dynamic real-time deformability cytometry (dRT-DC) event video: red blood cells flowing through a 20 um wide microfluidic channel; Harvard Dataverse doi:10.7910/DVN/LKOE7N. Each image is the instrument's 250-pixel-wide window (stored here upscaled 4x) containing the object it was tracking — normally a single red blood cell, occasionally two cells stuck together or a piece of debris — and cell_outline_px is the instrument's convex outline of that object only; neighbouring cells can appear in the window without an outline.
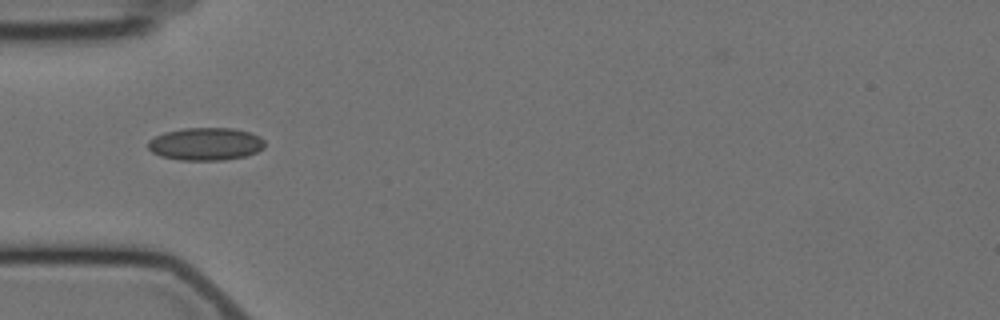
{"species": "Egyptian fruit bat (a non-hibernating species)", "species_latin": "Rousettus aegyptiacus", "temperature_condition": "cold", "stored_images_in_passage": 12, "camera_frame_rate_fps": 3000, "um_per_image_px": 0.085, "animal": {"sex": "female"}, "frame": {"image": 1, "passage_image": 2, "time_ms": 2.0, "image_size_px": [1000, 320], "cell_outline_px": [[264, 148], [248, 156], [224, 160], [180, 160], [160, 156], [152, 152], [148, 148], [148, 140], [164, 132], [184, 128], [232, 128], [252, 132], [260, 136], [264, 140]], "centroid_in_image_um": [17.5, 12.24], "position_along_channel_um": 67.5, "area_um2": 22.48}}
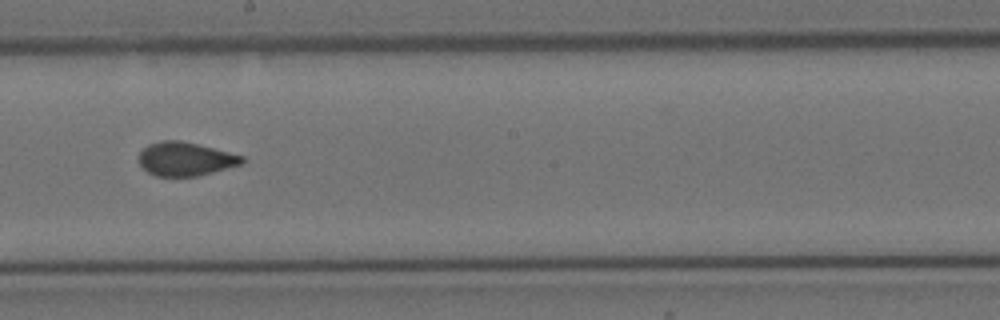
{"frame": {"image": 2, "passage_image": 6, "time_ms": 6.667, "image_size_px": [1000, 320], "cell_outline_px": [[248, 160], [244, 164], [196, 176], [156, 176], [148, 172], [140, 164], [140, 152], [148, 144], [160, 140], [180, 140], [244, 156]], "centroid_in_image_um": [15.79, 13.51], "position_along_channel_um": 232.4, "area_um2": 20.17}}
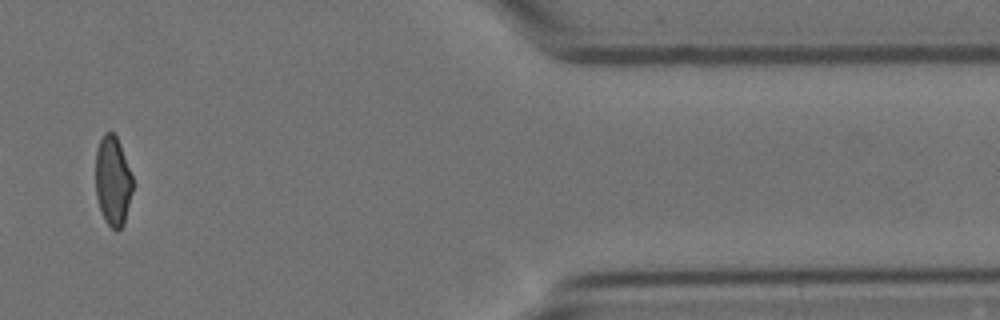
{"frame": {"image": 3, "passage_image": 11, "time_ms": 12.667, "image_size_px": [1000, 320], "cell_outline_px": [[132, 192], [124, 224], [116, 232], [104, 220], [96, 196], [96, 148], [104, 132], [112, 132], [116, 136], [120, 144], [132, 176]], "centroid_in_image_um": [9.58, 15.39], "position_along_channel_um": 401.8, "area_um2": 19.31}, "authors_computed_cell_mechanics": {"area_um2": 20.7213, "velocity_mm_per_s": 3.5312, "shape_relaxation_time_tau1_ms": null, "shape_relaxation_time_tau2_ms": 1.3014, "deformation_change_tau1": null, "deformation_change_tau2": 0.0323}}